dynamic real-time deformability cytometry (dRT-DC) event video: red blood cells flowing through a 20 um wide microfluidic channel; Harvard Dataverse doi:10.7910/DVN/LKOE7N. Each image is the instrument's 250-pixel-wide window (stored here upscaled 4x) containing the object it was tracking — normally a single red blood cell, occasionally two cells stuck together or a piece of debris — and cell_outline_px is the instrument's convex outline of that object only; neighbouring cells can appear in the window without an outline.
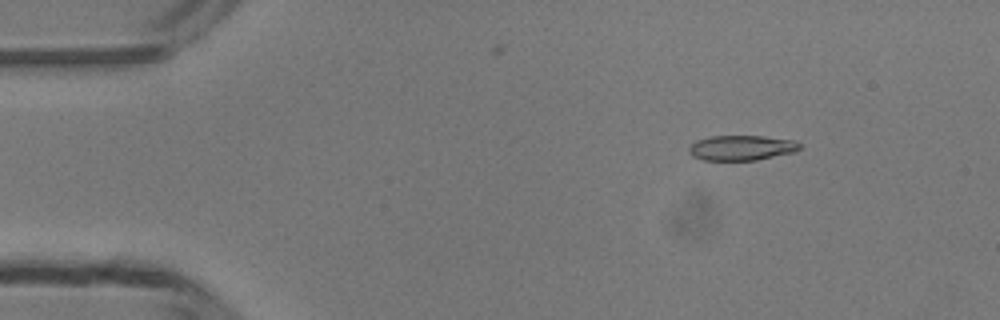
{"species": "common noctule bat (a hibernating species)", "species_latin": "Nyctalus noctula", "temperature_condition": "room temperature", "stored_images_in_passage": 49, "camera_frame_rate_fps": 3000, "um_per_image_px": 0.085, "animal": {"sex": "male", "body_mass_g": 13.3}, "frame": {"image": 1, "passage_image": 7, "time_ms": 2.0, "image_size_px": [1000, 320], "cell_outline_px": [[800, 148], [796, 152], [756, 160], [704, 160], [692, 156], [688, 152], [688, 144], [696, 140], [712, 136], [764, 136], [796, 140], [800, 144]], "centroid_in_image_um": [63.02, 12.56], "position_along_channel_um": 22.0, "area_um2": 16.42}}
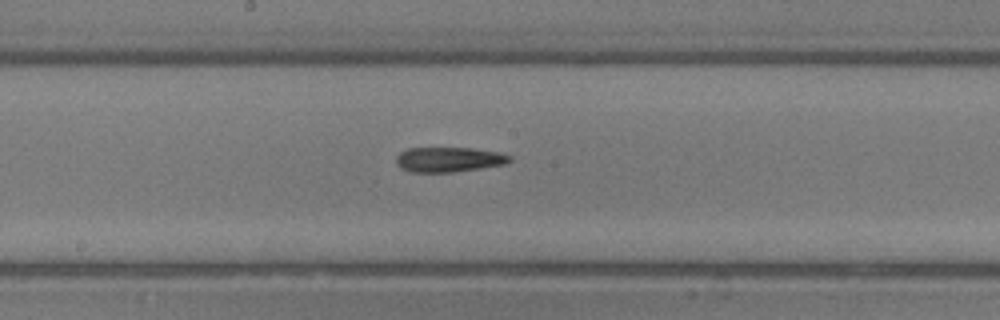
{"frame": {"image": 2, "passage_image": 26, "time_ms": 8.333, "image_size_px": [1000, 320], "cell_outline_px": [[512, 160], [504, 164], [480, 168], [452, 172], [408, 172], [400, 168], [396, 164], [396, 156], [400, 152], [408, 148], [472, 148], [500, 152], [512, 156]], "centroid_in_image_um": [38.13, 13.56], "position_along_channel_um": 210.1, "area_um2": 16.59}}
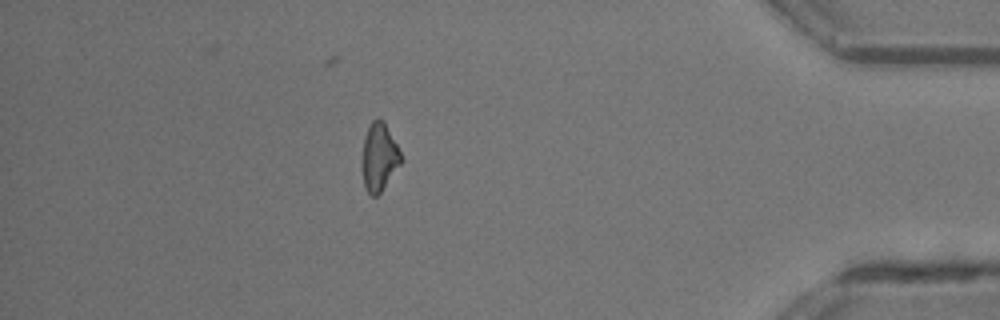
{"frame": {"image": 3, "passage_image": 43, "time_ms": 14.0, "image_size_px": [1000, 320], "cell_outline_px": [[404, 160], [380, 192], [376, 196], [372, 196], [364, 188], [364, 136], [372, 120], [376, 116], [384, 120]], "centroid_in_image_um": [32.27, 13.31], "position_along_channel_um": 402.9, "area_um2": 15.03}, "authors_computed_cell_mechanics": {"area_um2": 16.5886, "velocity_mm_per_s": 4.2227, "shape_relaxation_time_tau1_ms": 4.4581, "shape_relaxation_time_tau2_ms": 8.3074, "deformation_change_tau1": 0.1662, "deformation_change_tau2": 0.218}}